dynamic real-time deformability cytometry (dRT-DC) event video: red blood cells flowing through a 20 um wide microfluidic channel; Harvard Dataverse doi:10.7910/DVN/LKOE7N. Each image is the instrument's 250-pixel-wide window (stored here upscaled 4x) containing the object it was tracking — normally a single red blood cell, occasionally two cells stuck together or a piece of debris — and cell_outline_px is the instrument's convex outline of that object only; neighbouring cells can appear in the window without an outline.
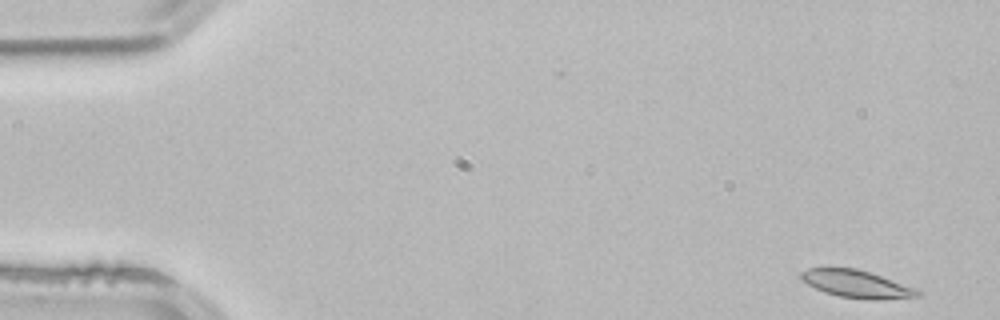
{"species": "common noctule bat (a hibernating species)", "species_latin": "Nyctalus noctula", "temperature_condition": "room temperature", "stored_images_in_passage": 4, "camera_frame_rate_fps": 3000, "um_per_image_px": 0.085, "animal": {"sex": "male", "body_mass_g": 21.5, "forearm_length_mm": 52.0}, "frame": {"image": 1, "passage_image": 1, "time_ms": 0.0, "image_size_px": [1000, 320], "cell_outline_px": [[920, 296], [876, 300], [872, 300], [840, 296], [824, 292], [800, 280], [800, 272], [808, 268], [856, 268], [920, 288]], "centroid_in_image_um": [72.85, 24.14], "position_along_channel_um": 12.2, "area_um2": 18.79}}
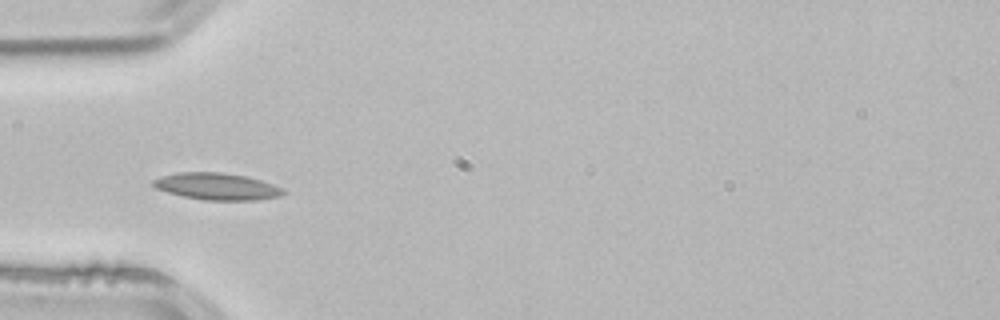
{"frame": {"image": 2, "passage_image": 4, "time_ms": 1.0, "image_size_px": [1000, 320], "cell_outline_px": [[288, 192], [280, 196], [256, 200], [204, 200], [184, 196], [168, 192], [156, 188], [152, 184], [152, 180], [164, 176], [180, 172], [220, 172], [244, 176], [260, 180], [284, 188]], "centroid_in_image_um": [18.48, 15.85], "position_along_channel_um": 66.5, "area_um2": 20.17}}